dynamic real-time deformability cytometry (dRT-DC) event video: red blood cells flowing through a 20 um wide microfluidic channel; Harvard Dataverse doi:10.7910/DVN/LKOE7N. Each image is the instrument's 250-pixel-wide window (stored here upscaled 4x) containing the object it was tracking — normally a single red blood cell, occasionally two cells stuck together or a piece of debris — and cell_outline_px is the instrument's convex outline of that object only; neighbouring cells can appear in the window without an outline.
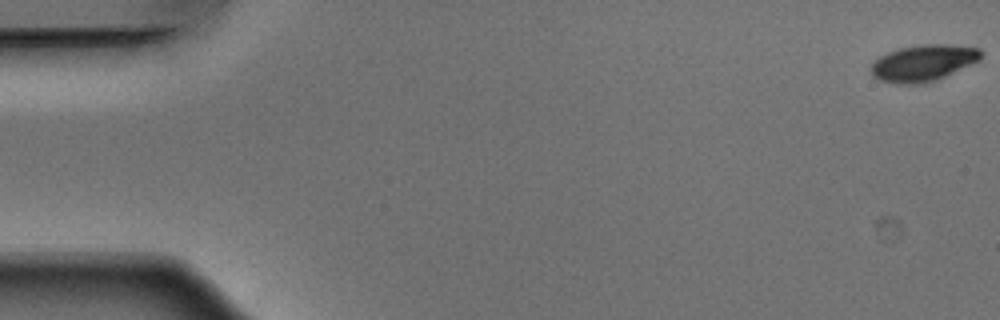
{"species": "Egyptian fruit bat (a non-hibernating species)", "species_latin": "Rousettus aegyptiacus", "temperature_condition": "warm", "stored_images_in_passage": 53, "camera_frame_rate_fps": 3000, "um_per_image_px": 0.085, "animal": {"sex": "male"}, "frame": {"image": 1, "passage_image": 1, "time_ms": 0.0, "image_size_px": [1000, 320], "cell_outline_px": [[980, 60], [936, 80], [916, 84], [900, 84], [880, 80], [872, 76], [872, 64], [880, 56], [888, 52], [900, 48], [924, 44], [948, 44], [980, 48]], "centroid_in_image_um": [78.47, 5.34], "position_along_channel_um": 6.5, "area_um2": 23.0}}
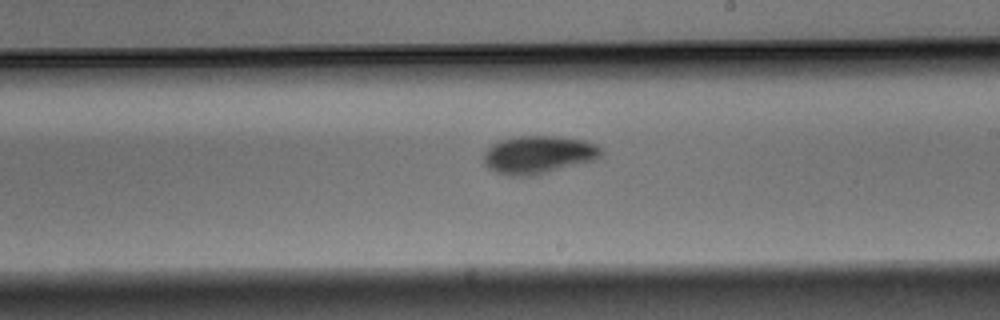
{"frame": {"image": 2, "passage_image": 31, "time_ms": 10.0, "image_size_px": [1000, 320], "cell_outline_px": [[604, 152], [596, 160], [536, 176], [508, 176], [496, 172], [488, 168], [484, 164], [484, 152], [492, 144], [500, 140], [520, 136], [560, 136], [584, 140], [596, 144], [604, 148]], "centroid_in_image_um": [45.81, 13.16], "position_along_channel_um": 243.2, "area_um2": 26.47}}
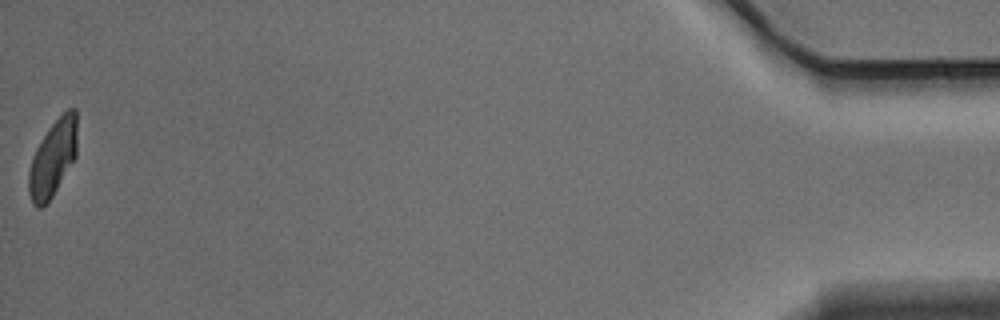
{"frame": {"image": 3, "passage_image": 53, "time_ms": 17.333, "image_size_px": [1000, 320], "cell_outline_px": [[76, 156], [52, 196], [40, 208], [36, 208], [32, 204], [28, 192], [28, 172], [32, 156], [36, 148], [48, 128], [68, 108], [76, 108]], "centroid_in_image_um": [4.47, 13.46], "position_along_channel_um": 430.7, "area_um2": 21.33}, "authors_computed_cell_mechanics": {"area_um2": 24.1026, "velocity_mm_per_s": 3.8733, "shape_relaxation_time_tau1_ms": 2.663, "shape_relaxation_time_tau2_ms": 4.1764, "deformation_change_tau1": 0.1305, "deformation_change_tau2": 0.0721}}